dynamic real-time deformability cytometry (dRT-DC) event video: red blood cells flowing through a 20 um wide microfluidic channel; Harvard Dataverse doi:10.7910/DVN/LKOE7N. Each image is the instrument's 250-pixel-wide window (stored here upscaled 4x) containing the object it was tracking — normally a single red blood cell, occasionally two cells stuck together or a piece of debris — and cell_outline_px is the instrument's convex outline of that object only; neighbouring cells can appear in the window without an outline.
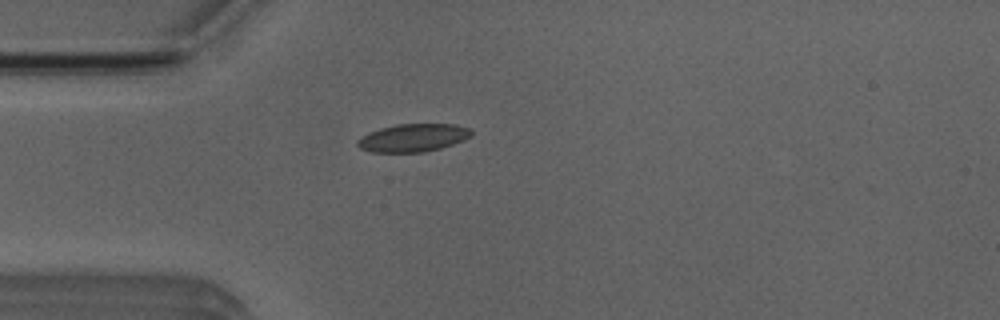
{"species": "Egyptian fruit bat (a non-hibernating species)", "species_latin": "Rousettus aegyptiacus", "temperature_condition": "room temperature", "stored_images_in_passage": 2, "camera_frame_rate_fps": 3000, "um_per_image_px": 0.085, "animal": {"sex": "male"}, "frame": {"image": 1, "passage_image": 2, "time_ms": 1.333, "image_size_px": [1000, 320], "cell_outline_px": [[472, 136], [464, 140], [440, 148], [424, 152], [372, 152], [360, 148], [356, 144], [356, 140], [360, 136], [368, 132], [380, 128], [396, 124], [452, 124], [468, 128], [472, 132]], "centroid_in_image_um": [35.07, 11.71], "position_along_channel_um": 49.9, "area_um2": 18.55}}